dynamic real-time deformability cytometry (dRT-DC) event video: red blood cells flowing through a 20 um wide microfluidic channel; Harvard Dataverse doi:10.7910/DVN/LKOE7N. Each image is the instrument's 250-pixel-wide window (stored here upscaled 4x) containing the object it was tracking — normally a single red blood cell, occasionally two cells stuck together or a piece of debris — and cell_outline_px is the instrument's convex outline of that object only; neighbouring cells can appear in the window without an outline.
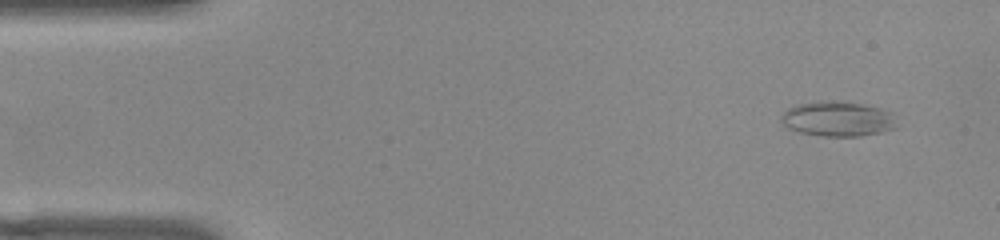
{"species": "common noctule bat (a hibernating species)", "species_latin": "Nyctalus noctula", "temperature_condition": "warm", "stored_images_in_passage": 50, "camera_frame_rate_fps": 3000, "um_per_image_px": 0.085, "animal": {"sex": "female", "body_mass_g": 22.0, "forearm_length_mm": 56.7}, "frame": {"image": 1, "passage_image": 1, "time_ms": 0.0, "image_size_px": [1000, 240], "cell_outline_px": [[900, 128], [860, 136], [824, 136], [800, 132], [788, 128], [780, 120], [780, 116], [788, 108], [796, 104], [820, 100], [832, 100], [864, 104], [880, 108], [888, 112]], "centroid_in_image_um": [71.18, 10.1], "position_along_channel_um": 13.8, "area_um2": 23.64}}
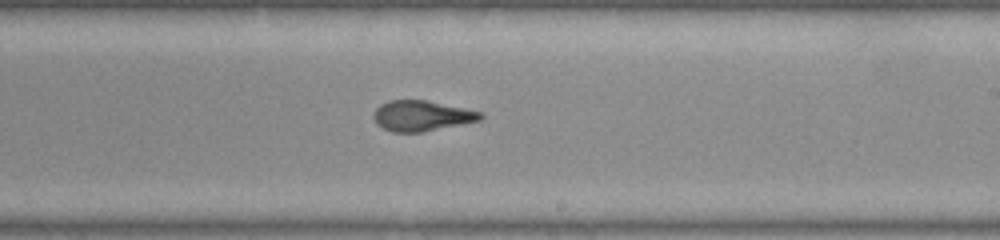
{"frame": {"image": 2, "passage_image": 28, "time_ms": 9.0, "image_size_px": [1000, 240], "cell_outline_px": [[484, 116], [480, 120], [424, 132], [392, 132], [376, 124], [372, 116], [376, 108], [380, 104], [388, 100], [424, 100], [484, 112]], "centroid_in_image_um": [35.83, 9.84], "position_along_channel_um": 253.2, "area_um2": 19.02}}
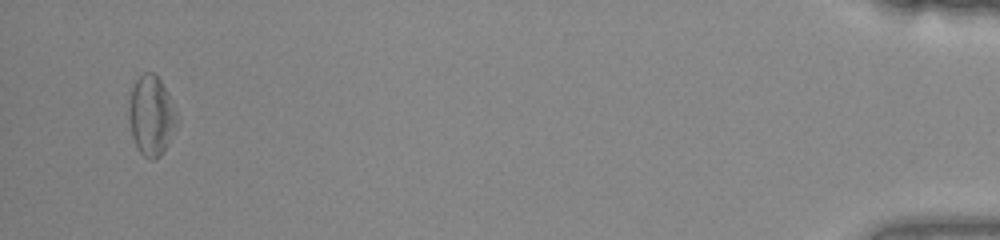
{"frame": {"image": 3, "passage_image": 48, "time_ms": 15.667, "image_size_px": [1000, 240], "cell_outline_px": [[180, 120], [168, 144], [160, 156], [152, 160], [144, 156], [140, 152], [132, 136], [128, 116], [128, 108], [132, 88], [136, 80], [144, 72], [152, 72], [160, 80], [168, 92], [180, 116]], "centroid_in_image_um": [12.9, 9.83], "position_along_channel_um": 422.3, "area_um2": 22.6}, "authors_computed_cell_mechanics": {"area_um2": 20.4034, "velocity_mm_per_s": 3.8524, "shape_relaxation_time_tau1_ms": 5.8918, "shape_relaxation_time_tau2_ms": 1.6894, "deformation_change_tau1": 0.1936, "deformation_change_tau2": 0.1019}}